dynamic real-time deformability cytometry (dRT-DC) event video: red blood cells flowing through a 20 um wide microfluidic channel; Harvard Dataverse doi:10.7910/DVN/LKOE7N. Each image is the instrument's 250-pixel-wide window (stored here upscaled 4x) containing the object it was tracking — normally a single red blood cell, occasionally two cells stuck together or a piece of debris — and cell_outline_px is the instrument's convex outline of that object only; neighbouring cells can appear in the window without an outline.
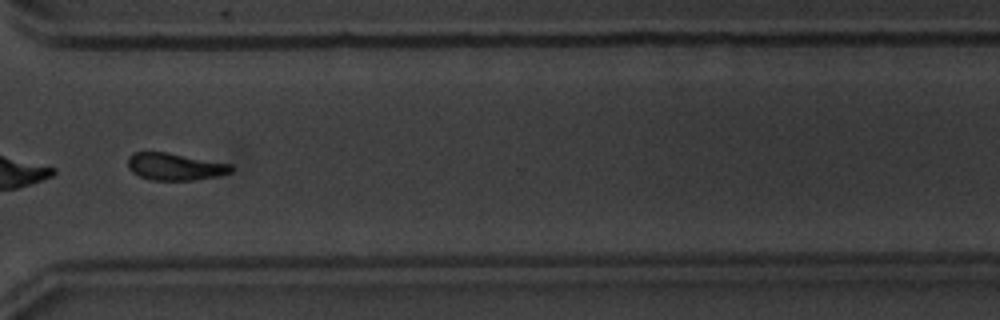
{"species": "common noctule bat (a hibernating species)", "species_latin": "Nyctalus noctula", "temperature_condition": "warm", "stored_images_in_passage": 53, "segment_of_instrument_passage": [2, 2], "camera_frame_rate_fps": 3000, "um_per_image_px": 0.085, "animal": {"sex": "male", "body_mass_g": 20.1, "forearm_length_mm": 53.5}, "frame": {"image": 1, "passage_image": 41, "time_ms": 13.333, "image_size_px": [1000, 320], "cell_outline_px": [[232, 172], [216, 176], [192, 180], [152, 180], [140, 176], [132, 172], [128, 168], [128, 156], [136, 152], [168, 152], [232, 164]], "centroid_in_image_um": [14.86, 14.16], "position_along_channel_um": 355.7, "area_um2": 16.3}}